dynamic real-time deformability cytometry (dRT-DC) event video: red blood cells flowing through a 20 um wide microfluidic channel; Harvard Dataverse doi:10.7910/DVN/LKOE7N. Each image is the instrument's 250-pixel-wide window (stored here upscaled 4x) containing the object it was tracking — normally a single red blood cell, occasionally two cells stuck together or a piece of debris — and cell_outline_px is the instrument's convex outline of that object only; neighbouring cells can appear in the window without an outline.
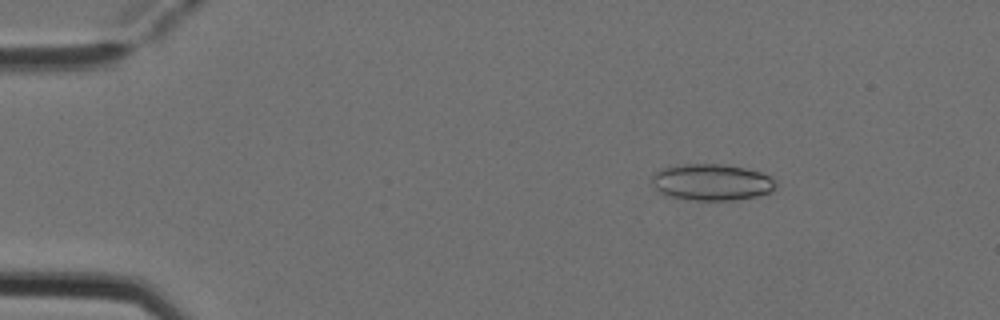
{"species": "Egyptian fruit bat (a non-hibernating species)", "species_latin": "Rousettus aegyptiacus", "temperature_condition": "cold", "stored_images_in_passage": 5, "camera_frame_rate_fps": 3000, "um_per_image_px": 0.085, "animal": {"sex": "female"}, "frame": {"image": 1, "passage_image": 3, "time_ms": 0.667, "image_size_px": [1000, 320], "cell_outline_px": [[776, 188], [768, 192], [756, 196], [732, 200], [684, 200], [668, 196], [660, 192], [652, 184], [652, 176], [660, 168], [684, 164], [724, 164], [744, 168], [760, 172], [772, 176], [776, 180]], "centroid_in_image_um": [60.49, 15.49], "position_along_channel_um": 24.5, "area_um2": 26.47}}